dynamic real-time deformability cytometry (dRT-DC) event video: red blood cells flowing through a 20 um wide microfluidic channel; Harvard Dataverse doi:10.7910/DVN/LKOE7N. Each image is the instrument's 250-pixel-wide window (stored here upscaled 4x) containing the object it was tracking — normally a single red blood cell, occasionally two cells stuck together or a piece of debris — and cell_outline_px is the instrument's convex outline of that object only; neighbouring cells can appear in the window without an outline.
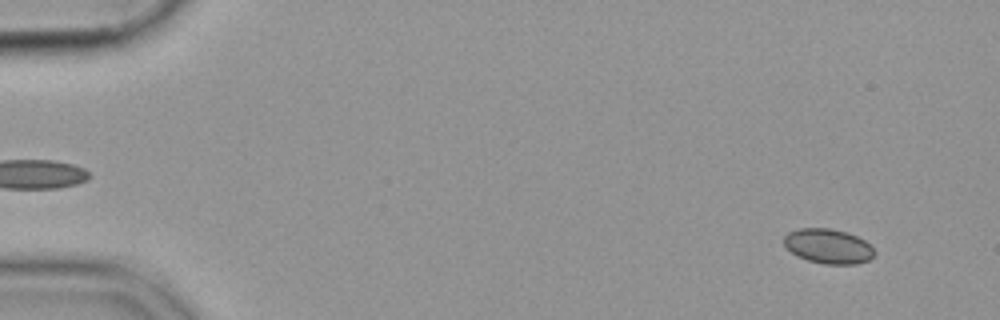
{"species": "common noctule bat (a hibernating species)", "species_latin": "Nyctalus noctula", "temperature_condition": "cold", "stored_images_in_passage": 55, "camera_frame_rate_fps": 3000, "um_per_image_px": 0.085, "animal": {"sex": "female", "body_mass_g": 19.9}, "frame": {"image": 1, "passage_image": 4, "time_ms": 1.0, "image_size_px": [1000, 320], "cell_outline_px": [[876, 252], [868, 260], [856, 264], [824, 264], [808, 260], [792, 252], [784, 244], [784, 236], [788, 232], [796, 228], [832, 228], [848, 232], [864, 240]], "centroid_in_image_um": [70.4, 20.91], "position_along_channel_um": 14.6, "area_um2": 18.21}}
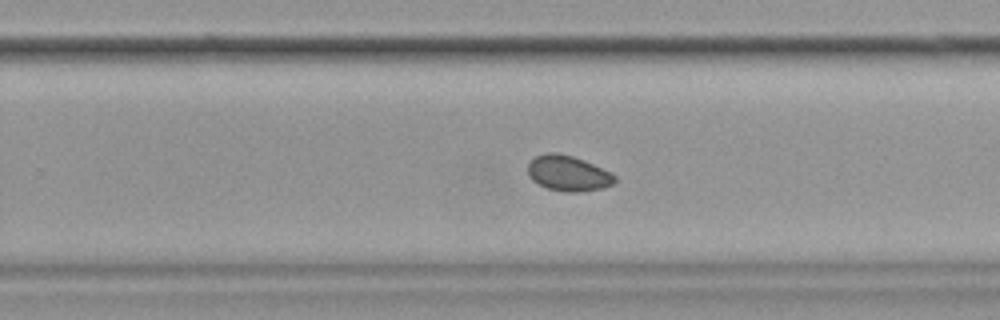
{"frame": {"image": 2, "passage_image": 36, "time_ms": 11.667, "image_size_px": [1000, 320], "cell_outline_px": [[616, 180], [612, 184], [604, 188], [580, 192], [568, 192], [548, 188], [532, 180], [528, 176], [528, 164], [536, 156], [548, 152], [556, 152], [572, 156], [584, 160], [616, 176]], "centroid_in_image_um": [48.28, 14.73], "position_along_channel_um": 281.5, "area_um2": 17.74}}
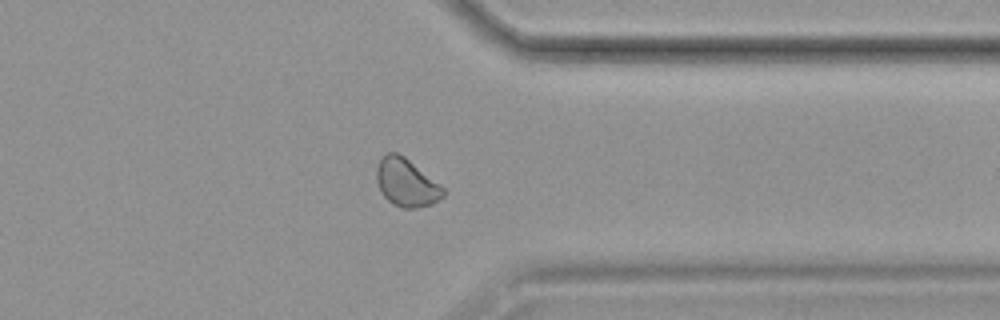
{"frame": {"image": 3, "passage_image": 44, "time_ms": 14.333, "image_size_px": [1000, 320], "cell_outline_px": [[444, 196], [432, 204], [416, 208], [400, 208], [392, 204], [380, 192], [376, 180], [376, 168], [380, 156], [388, 152], [396, 152], [404, 156], [444, 188]], "centroid_in_image_um": [34.49, 15.52], "position_along_channel_um": 376.9, "area_um2": 18.67}}